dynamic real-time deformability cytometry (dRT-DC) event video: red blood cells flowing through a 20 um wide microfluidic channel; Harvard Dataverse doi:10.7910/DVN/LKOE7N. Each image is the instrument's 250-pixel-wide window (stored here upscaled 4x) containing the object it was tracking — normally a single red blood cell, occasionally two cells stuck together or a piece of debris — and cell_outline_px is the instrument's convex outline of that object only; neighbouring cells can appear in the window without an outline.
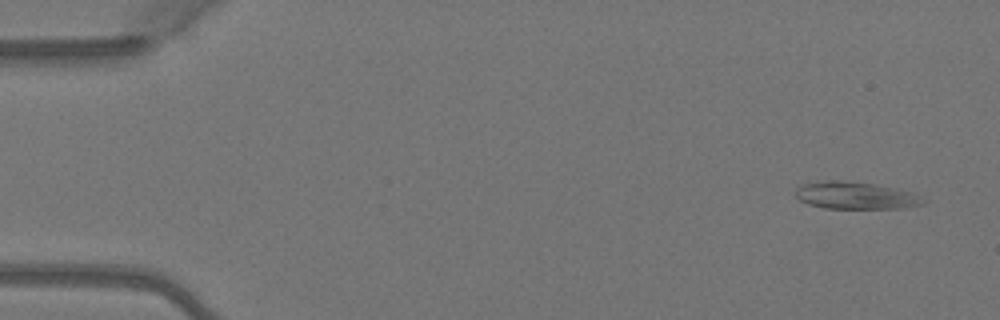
{"species": "Egyptian fruit bat (a non-hibernating species)", "species_latin": "Rousettus aegyptiacus", "temperature_condition": "warm", "stored_images_in_passage": 3, "camera_frame_rate_fps": 3000, "um_per_image_px": 0.085, "animal": {"sex": "female"}, "frame": {"image": 1, "passage_image": 1, "time_ms": 0.0, "image_size_px": [1000, 320], "cell_outline_px": [[928, 200], [924, 204], [904, 208], [824, 208], [808, 204], [800, 200], [796, 196], [796, 188], [804, 184], [816, 180], [844, 180], [876, 184], [916, 192]], "centroid_in_image_um": [72.79, 16.6], "position_along_channel_um": 12.2, "area_um2": 20.69}}